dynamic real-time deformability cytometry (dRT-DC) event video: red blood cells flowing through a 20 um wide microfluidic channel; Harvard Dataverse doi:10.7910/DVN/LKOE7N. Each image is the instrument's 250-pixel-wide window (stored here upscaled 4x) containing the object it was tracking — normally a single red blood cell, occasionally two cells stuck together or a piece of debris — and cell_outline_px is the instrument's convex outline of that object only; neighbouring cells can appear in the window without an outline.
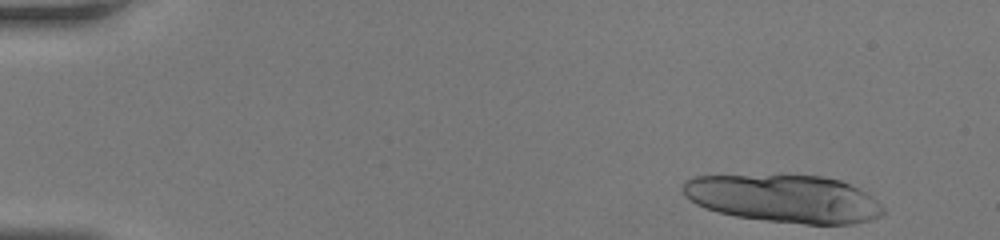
{"species": "human", "species_latin": "Homo sapiens", "temperature_condition": "room temperature", "stored_images_in_passage": 16, "camera_frame_rate_fps": 3000, "um_per_image_px": 0.085, "donor": {"sex": "female"}, "frame": {"image": 1, "passage_image": 1, "time_ms": 0.0, "image_size_px": [1000, 240], "cell_outline_px": [[884, 212], [880, 216], [872, 220], [852, 224], [804, 224], [768, 220], [736, 216], [704, 208], [696, 204], [684, 196], [680, 188], [684, 180], [692, 176], [780, 172], [820, 176], [840, 180], [860, 188], [880, 204], [884, 208]], "centroid_in_image_um": [66.57, 16.82], "position_along_channel_um": 18.4, "area_um2": 57.4}}
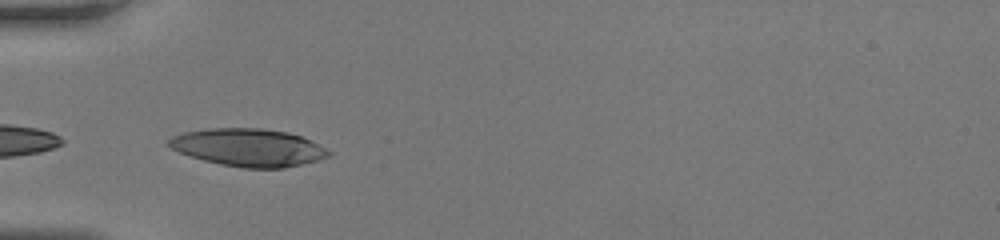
{"frame": {"image": 2, "passage_image": 13, "time_ms": 4.0, "image_size_px": [1000, 240], "cell_outline_px": [[332, 156], [284, 168], [244, 168], [220, 164], [204, 160], [180, 152], [172, 148], [168, 144], [168, 140], [172, 136], [184, 132], [208, 128], [260, 128], [288, 132], [300, 136], [332, 152]], "centroid_in_image_um": [21.11, 12.53], "position_along_channel_um": 63.9, "area_um2": 34.74}}